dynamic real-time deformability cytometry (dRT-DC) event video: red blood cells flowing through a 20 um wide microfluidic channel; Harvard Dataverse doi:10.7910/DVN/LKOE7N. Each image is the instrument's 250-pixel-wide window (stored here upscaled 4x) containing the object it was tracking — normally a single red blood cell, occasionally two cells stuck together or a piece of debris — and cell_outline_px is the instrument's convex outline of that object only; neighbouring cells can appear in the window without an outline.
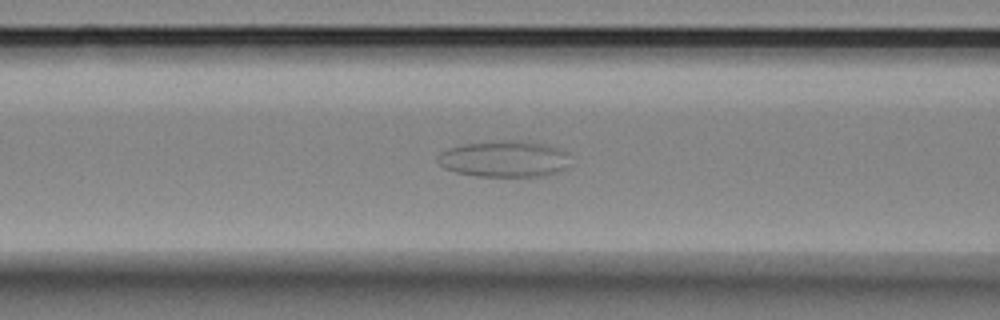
{"species": "Egyptian fruit bat (a non-hibernating species)", "species_latin": "Rousettus aegyptiacus", "temperature_condition": "room temperature", "stored_images_in_passage": 28, "camera_frame_rate_fps": 3000, "um_per_image_px": 0.085, "animal": {"sex": "female"}, "frame": {"image": 1, "passage_image": 6, "time_ms": 1.667, "image_size_px": [1000, 320], "cell_outline_px": [[564, 168], [540, 176], [476, 176], [456, 172], [444, 168], [436, 160], [436, 156], [440, 152], [448, 148], [464, 144], [496, 140], [516, 140], [544, 144], [556, 148], [564, 152]], "centroid_in_image_um": [42.7, 13.49], "position_along_channel_um": 123.9, "area_um2": 27.46}}
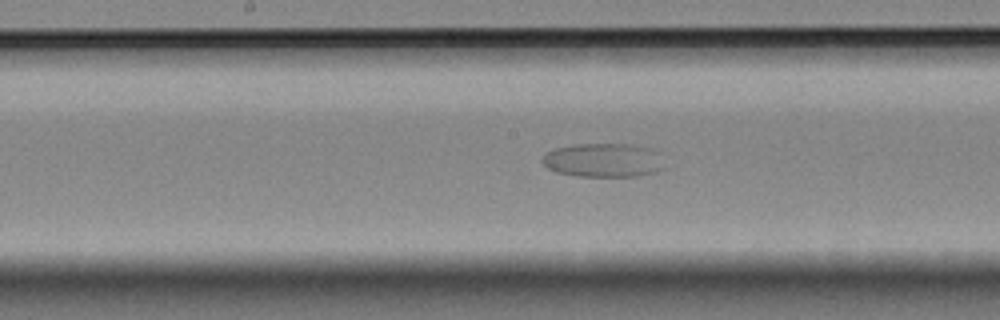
{"frame": {"image": 2, "passage_image": 13, "time_ms": 4.0, "image_size_px": [1000, 320], "cell_outline_px": [[664, 168], [656, 172], [636, 176], [576, 176], [556, 172], [548, 168], [540, 160], [548, 152], [556, 148], [572, 144], [628, 144], [648, 148], [656, 152]], "centroid_in_image_um": [51.24, 13.62], "position_along_channel_um": 197.0, "area_um2": 23.87}}
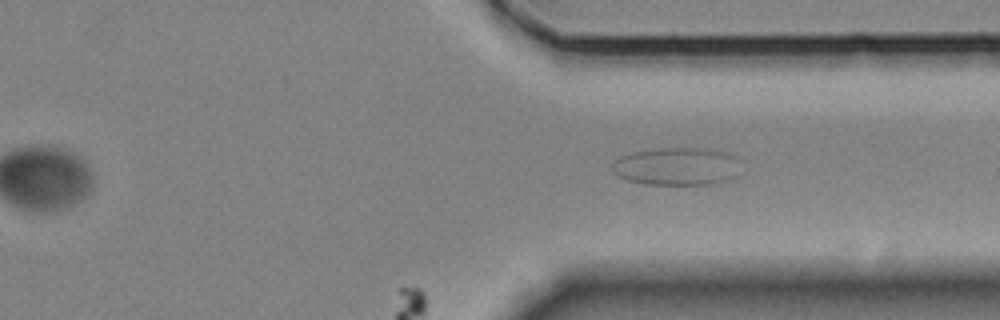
{"frame": {"image": 3, "passage_image": 28, "time_ms": 9.0, "image_size_px": [1000, 320], "cell_outline_px": [[736, 176], [728, 180], [708, 184], [648, 184], [628, 180], [616, 176], [612, 172], [612, 164], [620, 156], [632, 152], [656, 148], [712, 148], [728, 152], [732, 156]], "centroid_in_image_um": [57.43, 14.13], "position_along_channel_um": 354.0, "area_um2": 28.03}}